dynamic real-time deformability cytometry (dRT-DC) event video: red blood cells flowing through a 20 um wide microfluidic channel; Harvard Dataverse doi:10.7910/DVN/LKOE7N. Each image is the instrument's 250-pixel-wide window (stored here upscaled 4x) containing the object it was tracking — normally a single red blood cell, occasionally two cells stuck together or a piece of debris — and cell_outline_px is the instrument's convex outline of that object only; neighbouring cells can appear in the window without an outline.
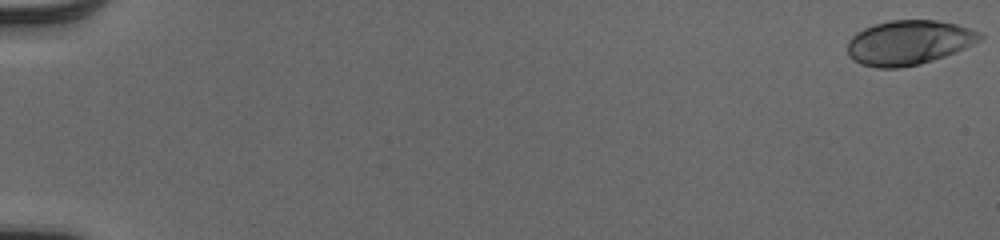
{"species": "human", "species_latin": "Homo sapiens", "temperature_condition": "cold", "stored_images_in_passage": 53, "camera_frame_rate_fps": 3000, "um_per_image_px": 0.085, "donor": {"sex": "male"}, "frame": {"image": 1, "passage_image": 1, "time_ms": 0.0, "image_size_px": [1000, 240], "cell_outline_px": [[984, 36], [980, 40], [964, 48], [944, 56], [920, 64], [900, 68], [876, 68], [860, 64], [852, 60], [848, 56], [848, 40], [856, 32], [864, 28], [876, 24], [892, 20], [936, 20], [956, 24], [980, 32]], "centroid_in_image_um": [77.21, 3.62], "position_along_channel_um": 7.8, "area_um2": 34.33}}
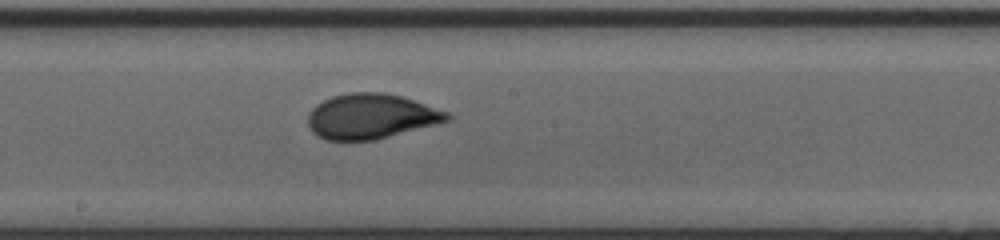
{"frame": {"image": 2, "passage_image": 31, "time_ms": 10.0, "image_size_px": [1000, 240], "cell_outline_px": [[452, 120], [376, 140], [324, 140], [316, 136], [308, 128], [308, 112], [316, 104], [332, 96], [352, 92], [384, 92], [400, 96], [448, 112], [452, 116]], "centroid_in_image_um": [31.51, 9.9], "position_along_channel_um": 216.7, "area_um2": 36.7}}
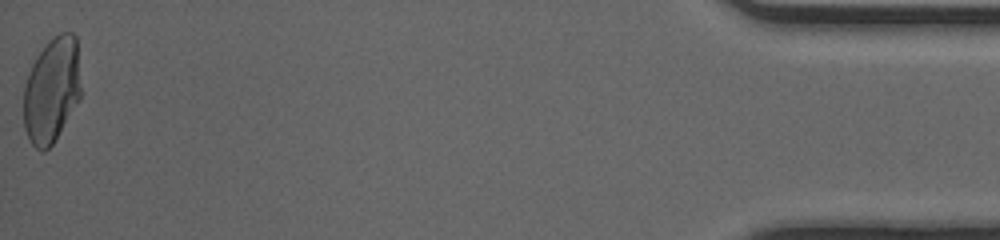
{"frame": {"image": 3, "passage_image": 53, "time_ms": 17.333, "image_size_px": [1000, 240], "cell_outline_px": [[80, 100], [52, 144], [44, 152], [40, 152], [32, 144], [24, 128], [24, 84], [32, 64], [36, 56], [44, 44], [48, 40], [60, 32], [72, 32], [76, 36], [80, 88]], "centroid_in_image_um": [4.39, 7.65], "position_along_channel_um": 430.8, "area_um2": 35.26}, "authors_computed_cell_mechanics": {"area_um2": 34.969, "velocity_mm_per_s": 4.0849, "shape_relaxation_time_tau1_ms": 5.6222, "shape_relaxation_time_tau2_ms": null, "deformation_change_tau1": 0.2122, "deformation_change_tau2": null}}